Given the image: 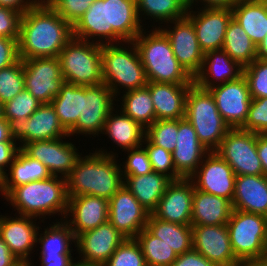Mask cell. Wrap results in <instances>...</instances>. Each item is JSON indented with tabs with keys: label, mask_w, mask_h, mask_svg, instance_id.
I'll list each match as a JSON object with an SVG mask.
<instances>
[{
	"label": "cell",
	"mask_w": 267,
	"mask_h": 266,
	"mask_svg": "<svg viewBox=\"0 0 267 266\" xmlns=\"http://www.w3.org/2000/svg\"><path fill=\"white\" fill-rule=\"evenodd\" d=\"M73 38V26L47 2L39 0L22 14L18 38L19 58L58 57Z\"/></svg>",
	"instance_id": "obj_1"
},
{
	"label": "cell",
	"mask_w": 267,
	"mask_h": 266,
	"mask_svg": "<svg viewBox=\"0 0 267 266\" xmlns=\"http://www.w3.org/2000/svg\"><path fill=\"white\" fill-rule=\"evenodd\" d=\"M102 150L96 149L76 161L66 177L68 198L90 195L109 200L124 185L118 154Z\"/></svg>",
	"instance_id": "obj_2"
},
{
	"label": "cell",
	"mask_w": 267,
	"mask_h": 266,
	"mask_svg": "<svg viewBox=\"0 0 267 266\" xmlns=\"http://www.w3.org/2000/svg\"><path fill=\"white\" fill-rule=\"evenodd\" d=\"M15 214L45 218L60 215L64 220L68 209L66 178L50 176L14 187L5 197ZM64 218V219H63Z\"/></svg>",
	"instance_id": "obj_3"
},
{
	"label": "cell",
	"mask_w": 267,
	"mask_h": 266,
	"mask_svg": "<svg viewBox=\"0 0 267 266\" xmlns=\"http://www.w3.org/2000/svg\"><path fill=\"white\" fill-rule=\"evenodd\" d=\"M144 31V32H143ZM146 32H148L146 34ZM149 82L193 84V77L173 54L169 39L155 26L150 32L142 30L133 41Z\"/></svg>",
	"instance_id": "obj_4"
},
{
	"label": "cell",
	"mask_w": 267,
	"mask_h": 266,
	"mask_svg": "<svg viewBox=\"0 0 267 266\" xmlns=\"http://www.w3.org/2000/svg\"><path fill=\"white\" fill-rule=\"evenodd\" d=\"M101 68L103 83L116 98L122 88L123 92L139 89L149 82L133 41L101 45Z\"/></svg>",
	"instance_id": "obj_5"
},
{
	"label": "cell",
	"mask_w": 267,
	"mask_h": 266,
	"mask_svg": "<svg viewBox=\"0 0 267 266\" xmlns=\"http://www.w3.org/2000/svg\"><path fill=\"white\" fill-rule=\"evenodd\" d=\"M185 118L192 124L199 142L210 152L220 147L230 129L219 113L210 90L195 83L187 93Z\"/></svg>",
	"instance_id": "obj_6"
},
{
	"label": "cell",
	"mask_w": 267,
	"mask_h": 266,
	"mask_svg": "<svg viewBox=\"0 0 267 266\" xmlns=\"http://www.w3.org/2000/svg\"><path fill=\"white\" fill-rule=\"evenodd\" d=\"M231 247L241 262L264 261L267 253V217L234 210L227 222Z\"/></svg>",
	"instance_id": "obj_7"
},
{
	"label": "cell",
	"mask_w": 267,
	"mask_h": 266,
	"mask_svg": "<svg viewBox=\"0 0 267 266\" xmlns=\"http://www.w3.org/2000/svg\"><path fill=\"white\" fill-rule=\"evenodd\" d=\"M66 83L94 86L103 83L101 45L73 37L58 55Z\"/></svg>",
	"instance_id": "obj_8"
},
{
	"label": "cell",
	"mask_w": 267,
	"mask_h": 266,
	"mask_svg": "<svg viewBox=\"0 0 267 266\" xmlns=\"http://www.w3.org/2000/svg\"><path fill=\"white\" fill-rule=\"evenodd\" d=\"M216 152L237 175H264L257 152V134L230 128Z\"/></svg>",
	"instance_id": "obj_9"
},
{
	"label": "cell",
	"mask_w": 267,
	"mask_h": 266,
	"mask_svg": "<svg viewBox=\"0 0 267 266\" xmlns=\"http://www.w3.org/2000/svg\"><path fill=\"white\" fill-rule=\"evenodd\" d=\"M116 97L104 83L94 86H82V112L75 126L68 132L71 135L102 134L107 116L114 109ZM99 134V135H98Z\"/></svg>",
	"instance_id": "obj_10"
},
{
	"label": "cell",
	"mask_w": 267,
	"mask_h": 266,
	"mask_svg": "<svg viewBox=\"0 0 267 266\" xmlns=\"http://www.w3.org/2000/svg\"><path fill=\"white\" fill-rule=\"evenodd\" d=\"M11 138L21 148L23 145L41 140L71 137L61 125L51 103H43L28 119L9 120Z\"/></svg>",
	"instance_id": "obj_11"
},
{
	"label": "cell",
	"mask_w": 267,
	"mask_h": 266,
	"mask_svg": "<svg viewBox=\"0 0 267 266\" xmlns=\"http://www.w3.org/2000/svg\"><path fill=\"white\" fill-rule=\"evenodd\" d=\"M24 85L42 104L51 103L65 83L58 57L23 60Z\"/></svg>",
	"instance_id": "obj_12"
},
{
	"label": "cell",
	"mask_w": 267,
	"mask_h": 266,
	"mask_svg": "<svg viewBox=\"0 0 267 266\" xmlns=\"http://www.w3.org/2000/svg\"><path fill=\"white\" fill-rule=\"evenodd\" d=\"M209 90L224 122L230 128H241L247 119L252 100L246 77L242 75L236 80L213 86Z\"/></svg>",
	"instance_id": "obj_13"
},
{
	"label": "cell",
	"mask_w": 267,
	"mask_h": 266,
	"mask_svg": "<svg viewBox=\"0 0 267 266\" xmlns=\"http://www.w3.org/2000/svg\"><path fill=\"white\" fill-rule=\"evenodd\" d=\"M235 177L231 166L216 151H211L189 179L195 189L224 197L232 202Z\"/></svg>",
	"instance_id": "obj_14"
},
{
	"label": "cell",
	"mask_w": 267,
	"mask_h": 266,
	"mask_svg": "<svg viewBox=\"0 0 267 266\" xmlns=\"http://www.w3.org/2000/svg\"><path fill=\"white\" fill-rule=\"evenodd\" d=\"M63 139L67 138L33 141L23 145L21 149L29 157L43 163L52 176L66 178L82 153L78 152L73 142H65Z\"/></svg>",
	"instance_id": "obj_15"
},
{
	"label": "cell",
	"mask_w": 267,
	"mask_h": 266,
	"mask_svg": "<svg viewBox=\"0 0 267 266\" xmlns=\"http://www.w3.org/2000/svg\"><path fill=\"white\" fill-rule=\"evenodd\" d=\"M168 23L174 25L172 29L168 27L170 25L158 28L169 39L179 64L194 78L201 69L204 52L199 46L193 23L187 17Z\"/></svg>",
	"instance_id": "obj_16"
},
{
	"label": "cell",
	"mask_w": 267,
	"mask_h": 266,
	"mask_svg": "<svg viewBox=\"0 0 267 266\" xmlns=\"http://www.w3.org/2000/svg\"><path fill=\"white\" fill-rule=\"evenodd\" d=\"M108 203V221L125 238H135L146 228L150 213L124 185L108 200Z\"/></svg>",
	"instance_id": "obj_17"
},
{
	"label": "cell",
	"mask_w": 267,
	"mask_h": 266,
	"mask_svg": "<svg viewBox=\"0 0 267 266\" xmlns=\"http://www.w3.org/2000/svg\"><path fill=\"white\" fill-rule=\"evenodd\" d=\"M192 9L194 8H188L186 17L193 23L201 50L205 54L211 50L222 49L228 24L233 18L232 9L204 7L199 11Z\"/></svg>",
	"instance_id": "obj_18"
},
{
	"label": "cell",
	"mask_w": 267,
	"mask_h": 266,
	"mask_svg": "<svg viewBox=\"0 0 267 266\" xmlns=\"http://www.w3.org/2000/svg\"><path fill=\"white\" fill-rule=\"evenodd\" d=\"M193 248L217 266H239L235 257L227 224L192 226Z\"/></svg>",
	"instance_id": "obj_19"
},
{
	"label": "cell",
	"mask_w": 267,
	"mask_h": 266,
	"mask_svg": "<svg viewBox=\"0 0 267 266\" xmlns=\"http://www.w3.org/2000/svg\"><path fill=\"white\" fill-rule=\"evenodd\" d=\"M126 238L109 222L83 232L75 238L82 261L104 265Z\"/></svg>",
	"instance_id": "obj_20"
},
{
	"label": "cell",
	"mask_w": 267,
	"mask_h": 266,
	"mask_svg": "<svg viewBox=\"0 0 267 266\" xmlns=\"http://www.w3.org/2000/svg\"><path fill=\"white\" fill-rule=\"evenodd\" d=\"M14 216L15 218L6 214L0 215V237L17 259L22 263H31L29 256L34 253L31 251L35 249L37 233L42 228L36 225L35 217L25 215L18 217L16 214Z\"/></svg>",
	"instance_id": "obj_21"
},
{
	"label": "cell",
	"mask_w": 267,
	"mask_h": 266,
	"mask_svg": "<svg viewBox=\"0 0 267 266\" xmlns=\"http://www.w3.org/2000/svg\"><path fill=\"white\" fill-rule=\"evenodd\" d=\"M194 189L189 178L173 180L152 214L163 221L191 226Z\"/></svg>",
	"instance_id": "obj_22"
},
{
	"label": "cell",
	"mask_w": 267,
	"mask_h": 266,
	"mask_svg": "<svg viewBox=\"0 0 267 266\" xmlns=\"http://www.w3.org/2000/svg\"><path fill=\"white\" fill-rule=\"evenodd\" d=\"M73 37L100 45L125 42L109 26L108 0H95L91 4L73 25Z\"/></svg>",
	"instance_id": "obj_23"
},
{
	"label": "cell",
	"mask_w": 267,
	"mask_h": 266,
	"mask_svg": "<svg viewBox=\"0 0 267 266\" xmlns=\"http://www.w3.org/2000/svg\"><path fill=\"white\" fill-rule=\"evenodd\" d=\"M68 216L71 217L70 220ZM108 216L109 203L107 199L81 195L68 198V209L64 221L69 225L76 238L79 234L107 222Z\"/></svg>",
	"instance_id": "obj_24"
},
{
	"label": "cell",
	"mask_w": 267,
	"mask_h": 266,
	"mask_svg": "<svg viewBox=\"0 0 267 266\" xmlns=\"http://www.w3.org/2000/svg\"><path fill=\"white\" fill-rule=\"evenodd\" d=\"M210 151L198 140L192 124L186 119H178L177 141L171 152L175 170L189 178Z\"/></svg>",
	"instance_id": "obj_25"
},
{
	"label": "cell",
	"mask_w": 267,
	"mask_h": 266,
	"mask_svg": "<svg viewBox=\"0 0 267 266\" xmlns=\"http://www.w3.org/2000/svg\"><path fill=\"white\" fill-rule=\"evenodd\" d=\"M243 75V67L233 60L223 49L211 50L204 54L200 71L194 76L193 82L203 88L238 79Z\"/></svg>",
	"instance_id": "obj_26"
},
{
	"label": "cell",
	"mask_w": 267,
	"mask_h": 266,
	"mask_svg": "<svg viewBox=\"0 0 267 266\" xmlns=\"http://www.w3.org/2000/svg\"><path fill=\"white\" fill-rule=\"evenodd\" d=\"M232 206L234 210L267 217V176L237 175Z\"/></svg>",
	"instance_id": "obj_27"
},
{
	"label": "cell",
	"mask_w": 267,
	"mask_h": 266,
	"mask_svg": "<svg viewBox=\"0 0 267 266\" xmlns=\"http://www.w3.org/2000/svg\"><path fill=\"white\" fill-rule=\"evenodd\" d=\"M192 84L148 82L156 120L185 118L186 97Z\"/></svg>",
	"instance_id": "obj_28"
},
{
	"label": "cell",
	"mask_w": 267,
	"mask_h": 266,
	"mask_svg": "<svg viewBox=\"0 0 267 266\" xmlns=\"http://www.w3.org/2000/svg\"><path fill=\"white\" fill-rule=\"evenodd\" d=\"M191 226L225 225L233 211L232 202L224 197L194 189Z\"/></svg>",
	"instance_id": "obj_29"
},
{
	"label": "cell",
	"mask_w": 267,
	"mask_h": 266,
	"mask_svg": "<svg viewBox=\"0 0 267 266\" xmlns=\"http://www.w3.org/2000/svg\"><path fill=\"white\" fill-rule=\"evenodd\" d=\"M49 224L44 232L37 233V244H41L40 260L73 259L72 245L75 246V236L69 225L63 220H56V223ZM40 236V237H39ZM73 242V243H72ZM72 248V249H71Z\"/></svg>",
	"instance_id": "obj_30"
},
{
	"label": "cell",
	"mask_w": 267,
	"mask_h": 266,
	"mask_svg": "<svg viewBox=\"0 0 267 266\" xmlns=\"http://www.w3.org/2000/svg\"><path fill=\"white\" fill-rule=\"evenodd\" d=\"M123 179L124 186L149 213L157 208L167 186L173 181L167 175L154 171L141 176L123 177Z\"/></svg>",
	"instance_id": "obj_31"
},
{
	"label": "cell",
	"mask_w": 267,
	"mask_h": 266,
	"mask_svg": "<svg viewBox=\"0 0 267 266\" xmlns=\"http://www.w3.org/2000/svg\"><path fill=\"white\" fill-rule=\"evenodd\" d=\"M116 110L113 109L107 116L102 134H108L116 147L125 152L141 146L145 138V128L121 110L118 109V112ZM113 111H116V114Z\"/></svg>",
	"instance_id": "obj_32"
},
{
	"label": "cell",
	"mask_w": 267,
	"mask_h": 266,
	"mask_svg": "<svg viewBox=\"0 0 267 266\" xmlns=\"http://www.w3.org/2000/svg\"><path fill=\"white\" fill-rule=\"evenodd\" d=\"M233 19L246 31L252 42L258 44L267 32V8L261 0H237L231 7Z\"/></svg>",
	"instance_id": "obj_33"
},
{
	"label": "cell",
	"mask_w": 267,
	"mask_h": 266,
	"mask_svg": "<svg viewBox=\"0 0 267 266\" xmlns=\"http://www.w3.org/2000/svg\"><path fill=\"white\" fill-rule=\"evenodd\" d=\"M108 14L109 26L125 42L134 41L146 25L140 22L136 0H108Z\"/></svg>",
	"instance_id": "obj_34"
},
{
	"label": "cell",
	"mask_w": 267,
	"mask_h": 266,
	"mask_svg": "<svg viewBox=\"0 0 267 266\" xmlns=\"http://www.w3.org/2000/svg\"><path fill=\"white\" fill-rule=\"evenodd\" d=\"M8 170V173H5L3 197L14 187L52 176L43 163L29 157L21 148Z\"/></svg>",
	"instance_id": "obj_35"
},
{
	"label": "cell",
	"mask_w": 267,
	"mask_h": 266,
	"mask_svg": "<svg viewBox=\"0 0 267 266\" xmlns=\"http://www.w3.org/2000/svg\"><path fill=\"white\" fill-rule=\"evenodd\" d=\"M146 229L153 236L162 239L177 255L193 248L192 226L163 221L150 213Z\"/></svg>",
	"instance_id": "obj_36"
},
{
	"label": "cell",
	"mask_w": 267,
	"mask_h": 266,
	"mask_svg": "<svg viewBox=\"0 0 267 266\" xmlns=\"http://www.w3.org/2000/svg\"><path fill=\"white\" fill-rule=\"evenodd\" d=\"M121 98L120 110L134 121L138 122L143 128H147L156 121L155 109L152 97L147 86L125 91Z\"/></svg>",
	"instance_id": "obj_37"
},
{
	"label": "cell",
	"mask_w": 267,
	"mask_h": 266,
	"mask_svg": "<svg viewBox=\"0 0 267 266\" xmlns=\"http://www.w3.org/2000/svg\"><path fill=\"white\" fill-rule=\"evenodd\" d=\"M51 104L61 125L69 132L77 123L79 114L82 112V86L65 82Z\"/></svg>",
	"instance_id": "obj_38"
},
{
	"label": "cell",
	"mask_w": 267,
	"mask_h": 266,
	"mask_svg": "<svg viewBox=\"0 0 267 266\" xmlns=\"http://www.w3.org/2000/svg\"><path fill=\"white\" fill-rule=\"evenodd\" d=\"M222 49L242 67L257 59V46L233 18L228 24Z\"/></svg>",
	"instance_id": "obj_39"
},
{
	"label": "cell",
	"mask_w": 267,
	"mask_h": 266,
	"mask_svg": "<svg viewBox=\"0 0 267 266\" xmlns=\"http://www.w3.org/2000/svg\"><path fill=\"white\" fill-rule=\"evenodd\" d=\"M137 14L142 24V15L166 25L168 22L182 19L187 16V0H136ZM141 17V18H140Z\"/></svg>",
	"instance_id": "obj_40"
},
{
	"label": "cell",
	"mask_w": 267,
	"mask_h": 266,
	"mask_svg": "<svg viewBox=\"0 0 267 266\" xmlns=\"http://www.w3.org/2000/svg\"><path fill=\"white\" fill-rule=\"evenodd\" d=\"M147 266H170L178 257L162 239L153 236L144 228L136 237Z\"/></svg>",
	"instance_id": "obj_41"
},
{
	"label": "cell",
	"mask_w": 267,
	"mask_h": 266,
	"mask_svg": "<svg viewBox=\"0 0 267 266\" xmlns=\"http://www.w3.org/2000/svg\"><path fill=\"white\" fill-rule=\"evenodd\" d=\"M178 119L156 120L145 129V138L152 144L172 152L176 146Z\"/></svg>",
	"instance_id": "obj_42"
},
{
	"label": "cell",
	"mask_w": 267,
	"mask_h": 266,
	"mask_svg": "<svg viewBox=\"0 0 267 266\" xmlns=\"http://www.w3.org/2000/svg\"><path fill=\"white\" fill-rule=\"evenodd\" d=\"M25 88L23 60L0 70V102L12 100Z\"/></svg>",
	"instance_id": "obj_43"
},
{
	"label": "cell",
	"mask_w": 267,
	"mask_h": 266,
	"mask_svg": "<svg viewBox=\"0 0 267 266\" xmlns=\"http://www.w3.org/2000/svg\"><path fill=\"white\" fill-rule=\"evenodd\" d=\"M42 103L25 88L3 104V117L9 120L28 119Z\"/></svg>",
	"instance_id": "obj_44"
},
{
	"label": "cell",
	"mask_w": 267,
	"mask_h": 266,
	"mask_svg": "<svg viewBox=\"0 0 267 266\" xmlns=\"http://www.w3.org/2000/svg\"><path fill=\"white\" fill-rule=\"evenodd\" d=\"M104 266H147L139 243L126 238L114 251Z\"/></svg>",
	"instance_id": "obj_45"
},
{
	"label": "cell",
	"mask_w": 267,
	"mask_h": 266,
	"mask_svg": "<svg viewBox=\"0 0 267 266\" xmlns=\"http://www.w3.org/2000/svg\"><path fill=\"white\" fill-rule=\"evenodd\" d=\"M143 146L148 154L151 167L154 172L163 173L172 180H179L183 177L175 170L172 154L166 149L150 143L146 138Z\"/></svg>",
	"instance_id": "obj_46"
},
{
	"label": "cell",
	"mask_w": 267,
	"mask_h": 266,
	"mask_svg": "<svg viewBox=\"0 0 267 266\" xmlns=\"http://www.w3.org/2000/svg\"><path fill=\"white\" fill-rule=\"evenodd\" d=\"M243 75L247 79L252 98L267 97V60L255 59L243 67Z\"/></svg>",
	"instance_id": "obj_47"
},
{
	"label": "cell",
	"mask_w": 267,
	"mask_h": 266,
	"mask_svg": "<svg viewBox=\"0 0 267 266\" xmlns=\"http://www.w3.org/2000/svg\"><path fill=\"white\" fill-rule=\"evenodd\" d=\"M127 151L126 161L121 163L122 176H141L151 173L152 167L143 144ZM123 164V165H122Z\"/></svg>",
	"instance_id": "obj_48"
},
{
	"label": "cell",
	"mask_w": 267,
	"mask_h": 266,
	"mask_svg": "<svg viewBox=\"0 0 267 266\" xmlns=\"http://www.w3.org/2000/svg\"><path fill=\"white\" fill-rule=\"evenodd\" d=\"M241 129L267 134V97L252 98L247 119Z\"/></svg>",
	"instance_id": "obj_49"
},
{
	"label": "cell",
	"mask_w": 267,
	"mask_h": 266,
	"mask_svg": "<svg viewBox=\"0 0 267 266\" xmlns=\"http://www.w3.org/2000/svg\"><path fill=\"white\" fill-rule=\"evenodd\" d=\"M95 0H46V2L72 26Z\"/></svg>",
	"instance_id": "obj_50"
},
{
	"label": "cell",
	"mask_w": 267,
	"mask_h": 266,
	"mask_svg": "<svg viewBox=\"0 0 267 266\" xmlns=\"http://www.w3.org/2000/svg\"><path fill=\"white\" fill-rule=\"evenodd\" d=\"M22 13L0 6V36L18 40Z\"/></svg>",
	"instance_id": "obj_51"
},
{
	"label": "cell",
	"mask_w": 267,
	"mask_h": 266,
	"mask_svg": "<svg viewBox=\"0 0 267 266\" xmlns=\"http://www.w3.org/2000/svg\"><path fill=\"white\" fill-rule=\"evenodd\" d=\"M18 40L0 36V70L19 60Z\"/></svg>",
	"instance_id": "obj_52"
},
{
	"label": "cell",
	"mask_w": 267,
	"mask_h": 266,
	"mask_svg": "<svg viewBox=\"0 0 267 266\" xmlns=\"http://www.w3.org/2000/svg\"><path fill=\"white\" fill-rule=\"evenodd\" d=\"M170 266H217L211 261L207 260L194 248L178 255L176 260Z\"/></svg>",
	"instance_id": "obj_53"
},
{
	"label": "cell",
	"mask_w": 267,
	"mask_h": 266,
	"mask_svg": "<svg viewBox=\"0 0 267 266\" xmlns=\"http://www.w3.org/2000/svg\"><path fill=\"white\" fill-rule=\"evenodd\" d=\"M15 141L0 142V168L6 173L20 150Z\"/></svg>",
	"instance_id": "obj_54"
},
{
	"label": "cell",
	"mask_w": 267,
	"mask_h": 266,
	"mask_svg": "<svg viewBox=\"0 0 267 266\" xmlns=\"http://www.w3.org/2000/svg\"><path fill=\"white\" fill-rule=\"evenodd\" d=\"M39 0H0V6L13 9L24 14L30 10Z\"/></svg>",
	"instance_id": "obj_55"
},
{
	"label": "cell",
	"mask_w": 267,
	"mask_h": 266,
	"mask_svg": "<svg viewBox=\"0 0 267 266\" xmlns=\"http://www.w3.org/2000/svg\"><path fill=\"white\" fill-rule=\"evenodd\" d=\"M22 262L9 250L7 244L0 237V266H19Z\"/></svg>",
	"instance_id": "obj_56"
},
{
	"label": "cell",
	"mask_w": 267,
	"mask_h": 266,
	"mask_svg": "<svg viewBox=\"0 0 267 266\" xmlns=\"http://www.w3.org/2000/svg\"><path fill=\"white\" fill-rule=\"evenodd\" d=\"M196 2L201 3V8H231L237 0H187L188 7L196 5Z\"/></svg>",
	"instance_id": "obj_57"
},
{
	"label": "cell",
	"mask_w": 267,
	"mask_h": 266,
	"mask_svg": "<svg viewBox=\"0 0 267 266\" xmlns=\"http://www.w3.org/2000/svg\"><path fill=\"white\" fill-rule=\"evenodd\" d=\"M257 152L264 175L267 176V134H257Z\"/></svg>",
	"instance_id": "obj_58"
},
{
	"label": "cell",
	"mask_w": 267,
	"mask_h": 266,
	"mask_svg": "<svg viewBox=\"0 0 267 266\" xmlns=\"http://www.w3.org/2000/svg\"><path fill=\"white\" fill-rule=\"evenodd\" d=\"M14 141L11 138L8 121L4 117H0V142Z\"/></svg>",
	"instance_id": "obj_59"
},
{
	"label": "cell",
	"mask_w": 267,
	"mask_h": 266,
	"mask_svg": "<svg viewBox=\"0 0 267 266\" xmlns=\"http://www.w3.org/2000/svg\"><path fill=\"white\" fill-rule=\"evenodd\" d=\"M74 259L40 260L41 266H70Z\"/></svg>",
	"instance_id": "obj_60"
},
{
	"label": "cell",
	"mask_w": 267,
	"mask_h": 266,
	"mask_svg": "<svg viewBox=\"0 0 267 266\" xmlns=\"http://www.w3.org/2000/svg\"><path fill=\"white\" fill-rule=\"evenodd\" d=\"M257 58L267 60V32L266 36L257 46Z\"/></svg>",
	"instance_id": "obj_61"
},
{
	"label": "cell",
	"mask_w": 267,
	"mask_h": 266,
	"mask_svg": "<svg viewBox=\"0 0 267 266\" xmlns=\"http://www.w3.org/2000/svg\"><path fill=\"white\" fill-rule=\"evenodd\" d=\"M75 260L72 261V263L70 264V266H104L102 264H98V263H91V262H85L82 260H78L74 263Z\"/></svg>",
	"instance_id": "obj_62"
},
{
	"label": "cell",
	"mask_w": 267,
	"mask_h": 266,
	"mask_svg": "<svg viewBox=\"0 0 267 266\" xmlns=\"http://www.w3.org/2000/svg\"><path fill=\"white\" fill-rule=\"evenodd\" d=\"M239 266H267V261H248L241 263Z\"/></svg>",
	"instance_id": "obj_63"
},
{
	"label": "cell",
	"mask_w": 267,
	"mask_h": 266,
	"mask_svg": "<svg viewBox=\"0 0 267 266\" xmlns=\"http://www.w3.org/2000/svg\"><path fill=\"white\" fill-rule=\"evenodd\" d=\"M5 172L0 168V193L2 194L4 192V186H5Z\"/></svg>",
	"instance_id": "obj_64"
},
{
	"label": "cell",
	"mask_w": 267,
	"mask_h": 266,
	"mask_svg": "<svg viewBox=\"0 0 267 266\" xmlns=\"http://www.w3.org/2000/svg\"><path fill=\"white\" fill-rule=\"evenodd\" d=\"M0 117H3V104L0 102Z\"/></svg>",
	"instance_id": "obj_65"
},
{
	"label": "cell",
	"mask_w": 267,
	"mask_h": 266,
	"mask_svg": "<svg viewBox=\"0 0 267 266\" xmlns=\"http://www.w3.org/2000/svg\"><path fill=\"white\" fill-rule=\"evenodd\" d=\"M32 263L33 262H31V263H21L19 266H33Z\"/></svg>",
	"instance_id": "obj_66"
},
{
	"label": "cell",
	"mask_w": 267,
	"mask_h": 266,
	"mask_svg": "<svg viewBox=\"0 0 267 266\" xmlns=\"http://www.w3.org/2000/svg\"><path fill=\"white\" fill-rule=\"evenodd\" d=\"M261 1L265 4V6L267 8V0H261Z\"/></svg>",
	"instance_id": "obj_67"
}]
</instances>
